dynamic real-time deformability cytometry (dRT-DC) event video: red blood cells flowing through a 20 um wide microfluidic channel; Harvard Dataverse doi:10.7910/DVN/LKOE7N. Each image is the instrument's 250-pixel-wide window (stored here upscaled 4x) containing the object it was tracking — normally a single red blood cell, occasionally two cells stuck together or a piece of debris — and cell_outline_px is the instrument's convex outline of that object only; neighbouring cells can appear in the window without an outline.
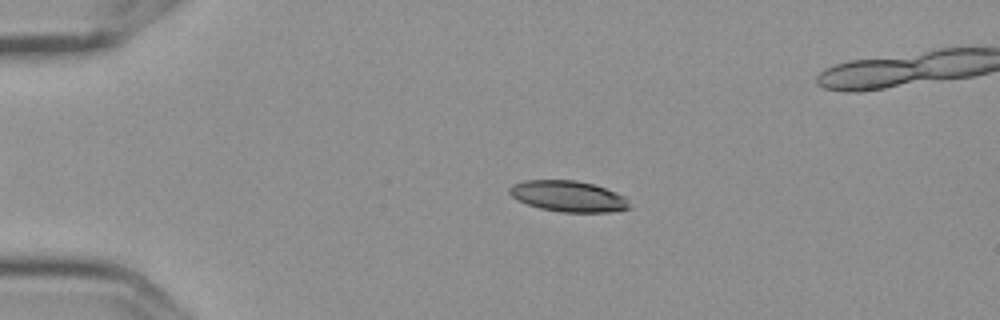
{"species": "Egyptian fruit bat (a non-hibernating species)", "species_latin": "Rousettus aegyptiacus", "temperature_condition": "cold", "stored_images_in_passage": 5, "camera_frame_rate_fps": 3000, "um_per_image_px": 0.085, "frame": {"image": 1, "passage_image": 3, "time_ms": 0.667, "image_size_px": [1000, 320], "cell_outline_px": [[632, 208], [612, 212], [560, 212], [540, 208], [516, 200], [508, 192], [508, 188], [512, 184], [524, 180], [576, 180], [592, 184], [616, 192], [624, 196], [628, 200]], "centroid_in_image_um": [48.3, 16.68], "position_along_channel_um": 36.7, "area_um2": 21.79}}